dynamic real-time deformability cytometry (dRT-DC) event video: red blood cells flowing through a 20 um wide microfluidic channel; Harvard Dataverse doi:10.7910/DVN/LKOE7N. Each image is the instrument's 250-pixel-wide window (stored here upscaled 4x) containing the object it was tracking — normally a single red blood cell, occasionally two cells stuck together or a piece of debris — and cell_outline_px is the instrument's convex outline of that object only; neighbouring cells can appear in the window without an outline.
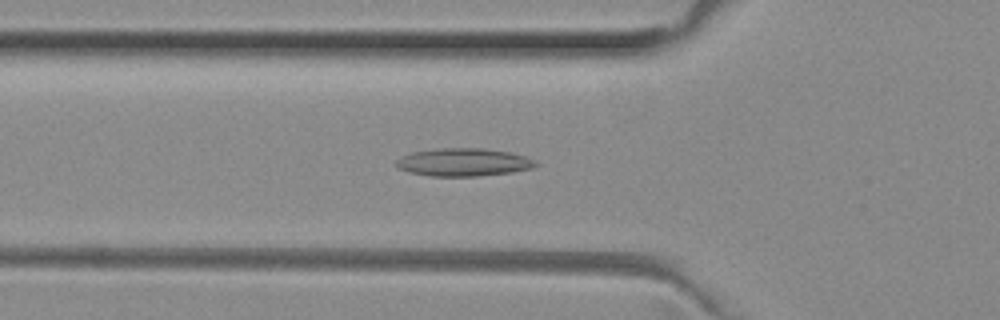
{"species": "common noctule bat (a hibernating species)", "species_latin": "Nyctalus noctula", "temperature_condition": "room temperature", "stored_images_in_passage": 47, "camera_frame_rate_fps": 3000, "um_per_image_px": 0.085, "animal": {"sex": "female", "body_mass_g": 29.2, "forearm_length_mm": 56.3}, "frame": {"image": 1, "passage_image": 17, "time_ms": 5.333, "image_size_px": [1000, 320], "cell_outline_px": [[540, 164], [532, 168], [512, 172], [476, 176], [428, 176], [408, 172], [396, 168], [396, 160], [412, 152], [440, 148], [484, 148], [512, 152], [536, 160]], "centroid_in_image_um": [39.42, 13.79], "position_along_channel_um": 86.4, "area_um2": 22.83}}
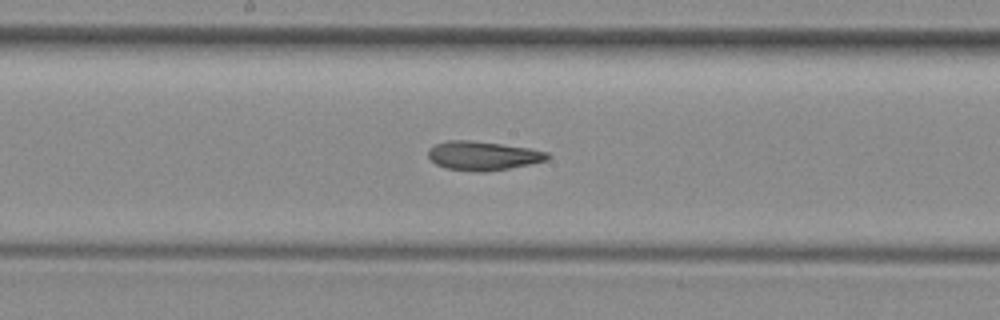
{"frame": {"image": 2, "passage_image": 26, "time_ms": 8.333, "image_size_px": [1000, 320], "cell_outline_px": [[552, 156], [548, 160], [508, 168], [484, 172], [476, 172], [444, 168], [436, 164], [428, 156], [428, 148], [436, 144], [448, 140], [468, 140], [532, 148], [548, 152]], "centroid_in_image_um": [41.06, 13.24], "position_along_channel_um": 207.1, "area_um2": 20.17}}
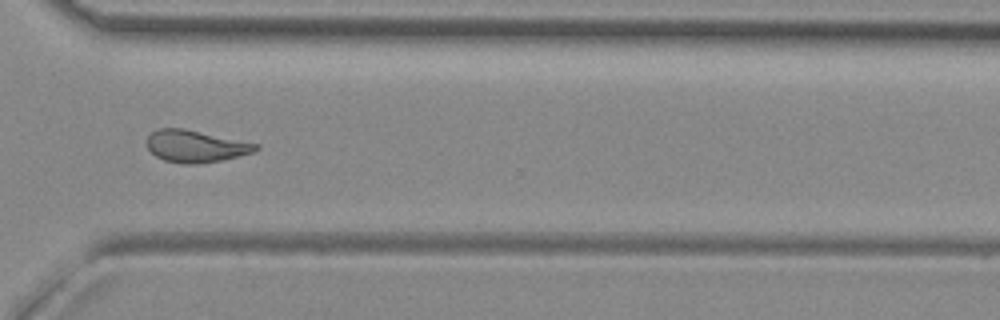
{"frame": {"image": 3, "passage_image": 37, "time_ms": 12.0, "image_size_px": [1000, 320], "cell_outline_px": [[260, 148], [252, 152], [220, 160], [196, 164], [184, 164], [164, 160], [156, 156], [148, 148], [148, 136], [152, 132], [160, 128], [184, 128], [260, 144]], "centroid_in_image_um": [16.63, 12.42], "position_along_channel_um": 354.0, "area_um2": 20.11}}